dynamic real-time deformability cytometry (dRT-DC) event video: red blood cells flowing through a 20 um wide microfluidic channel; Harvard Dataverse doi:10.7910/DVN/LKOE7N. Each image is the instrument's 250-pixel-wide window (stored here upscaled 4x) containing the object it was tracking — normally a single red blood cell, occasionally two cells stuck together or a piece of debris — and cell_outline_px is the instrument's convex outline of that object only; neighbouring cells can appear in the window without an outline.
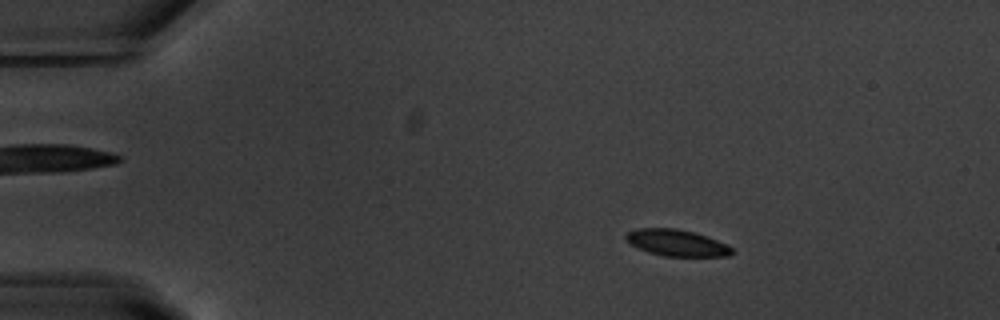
{"species": "common noctule bat (a hibernating species)", "species_latin": "Nyctalus noctula", "temperature_condition": "warm", "stored_images_in_passage": 55, "camera_frame_rate_fps": 3000, "um_per_image_px": 0.085, "animal": {"sex": "male", "body_mass_g": 20.1, "forearm_length_mm": 53.5}, "frame": {"image": 1, "passage_image": 9, "time_ms": 2.667, "image_size_px": [1000, 320], "cell_outline_px": [[736, 252], [728, 256], [664, 256], [648, 252], [632, 244], [624, 236], [628, 232], [636, 228], [676, 228], [696, 232], [708, 236], [728, 244]], "centroid_in_image_um": [57.59, 20.63], "position_along_channel_um": 27.4, "area_um2": 16.47}}
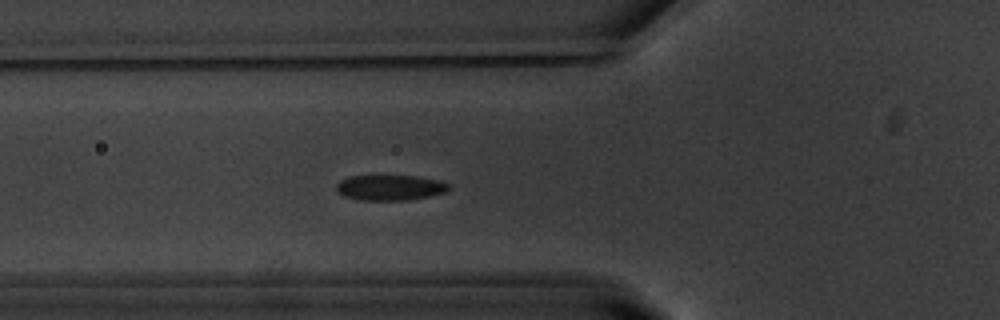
{"frame": {"image": 2, "passage_image": 20, "time_ms": 6.333, "image_size_px": [1000, 320], "cell_outline_px": [[448, 188], [444, 192], [428, 196], [408, 200], [360, 200], [344, 196], [336, 188], [336, 184], [340, 180], [348, 176], [416, 176], [440, 180], [448, 184]], "centroid_in_image_um": [33.12, 15.94], "position_along_channel_um": 92.7, "area_um2": 16.47}}
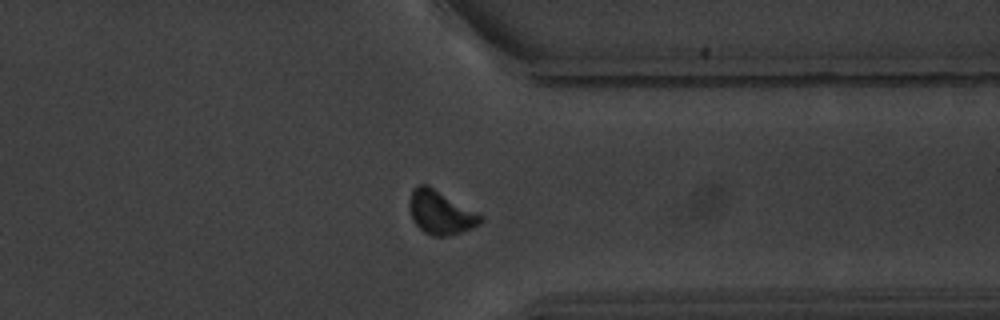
{"frame": {"image": 3, "passage_image": 43, "time_ms": 14.0, "image_size_px": [1000, 320], "cell_outline_px": [[484, 220], [480, 224], [472, 228], [448, 236], [432, 236], [424, 232], [412, 220], [408, 208], [408, 200], [412, 188], [420, 184], [424, 184], [432, 188], [484, 216]], "centroid_in_image_um": [37.41, 18.08], "position_along_channel_um": 374.0, "area_um2": 17.98}, "authors_computed_cell_mechanics": {"area_um2": 16.9354, "velocity_mm_per_s": 3.6903, "shape_relaxation_time_tau1_ms": 2.1607, "shape_relaxation_time_tau2_ms": 2.3497, "deformation_change_tau1": 0.0949, "deformation_change_tau2": 0.0671}}